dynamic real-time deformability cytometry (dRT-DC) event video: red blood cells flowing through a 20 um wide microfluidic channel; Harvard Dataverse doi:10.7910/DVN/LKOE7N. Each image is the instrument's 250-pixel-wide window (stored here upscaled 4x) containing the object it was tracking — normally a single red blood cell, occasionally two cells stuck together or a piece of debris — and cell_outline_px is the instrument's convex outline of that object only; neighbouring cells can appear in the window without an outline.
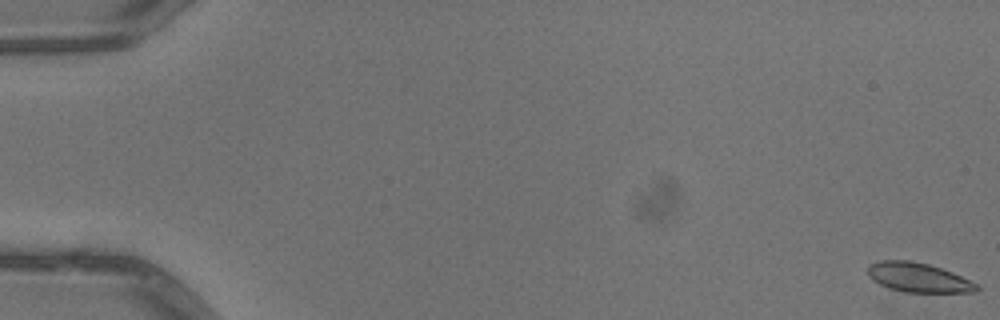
{"species": "common noctule bat (a hibernating species)", "species_latin": "Nyctalus noctula", "temperature_condition": "warm", "stored_images_in_passage": 7, "camera_frame_rate_fps": 3000, "um_per_image_px": 0.085, "animal": {"sex": "male", "body_mass_g": 13.3}, "frame": {"image": 1, "passage_image": 1, "time_ms": 0.0, "image_size_px": [1000, 320], "cell_outline_px": [[980, 288], [976, 292], [904, 292], [888, 288], [872, 280], [868, 276], [868, 264], [880, 260], [912, 260], [928, 264], [952, 272], [980, 284]], "centroid_in_image_um": [78.06, 23.59], "position_along_channel_um": 6.9, "area_um2": 18.84}}
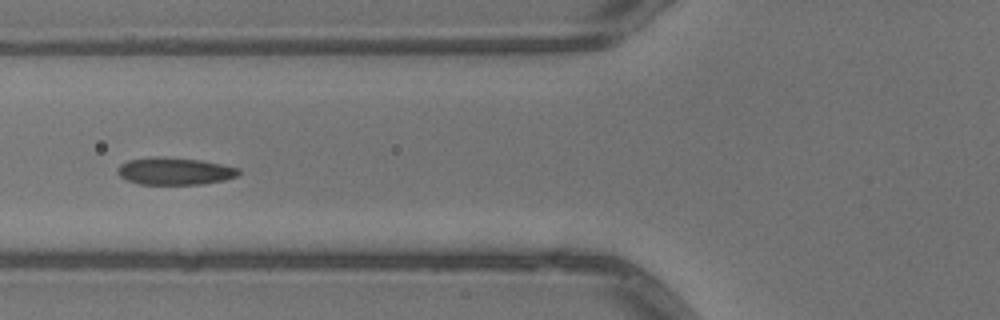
{"frame": {"image": 2, "passage_image": 6, "time_ms": 1.667, "image_size_px": [1000, 320], "cell_outline_px": [[240, 172], [236, 176], [224, 180], [200, 184], [140, 184], [128, 180], [120, 176], [116, 172], [116, 168], [120, 164], [128, 160], [152, 156], [164, 156], [200, 160], [240, 168]], "centroid_in_image_um": [14.81, 14.53], "position_along_channel_um": 111.0, "area_um2": 19.31}}
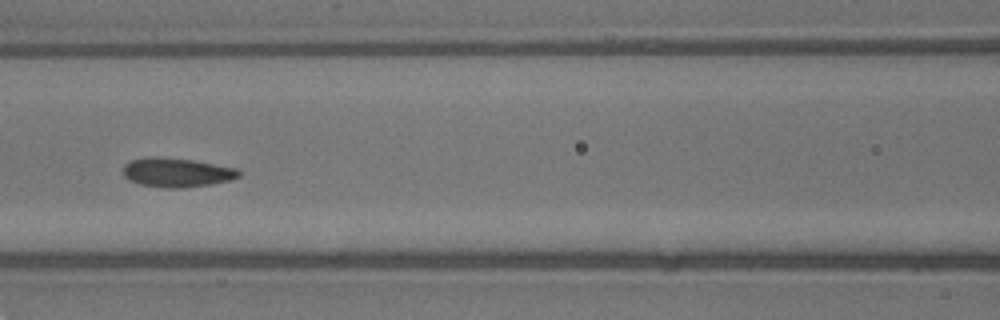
{"frame": {"image": 3, "passage_image": 7, "time_ms": 2.0, "image_size_px": [1000, 320], "cell_outline_px": [[240, 176], [232, 180], [184, 188], [168, 188], [140, 184], [128, 180], [124, 176], [124, 164], [132, 160], [144, 156], [160, 156], [192, 160], [240, 168]], "centroid_in_image_um": [15.03, 14.64], "position_along_channel_um": 151.6, "area_um2": 19.88}}